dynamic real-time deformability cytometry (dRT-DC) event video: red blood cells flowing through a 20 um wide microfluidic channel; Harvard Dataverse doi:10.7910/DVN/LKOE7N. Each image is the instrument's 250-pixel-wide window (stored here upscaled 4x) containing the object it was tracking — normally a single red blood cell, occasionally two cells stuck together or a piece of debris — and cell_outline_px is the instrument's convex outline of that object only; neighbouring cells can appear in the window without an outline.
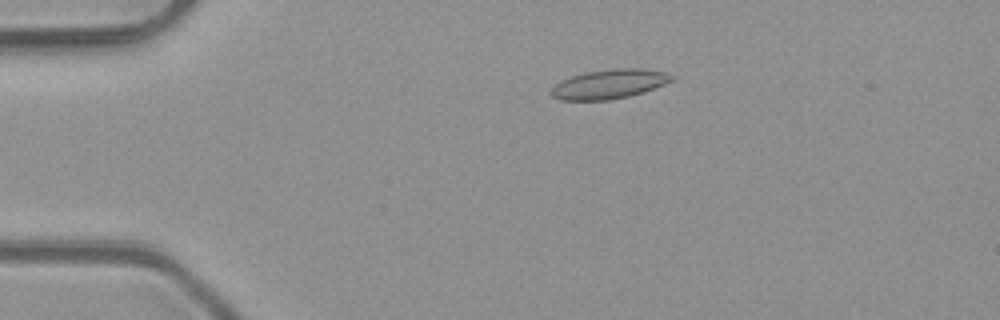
{"species": "common noctule bat (a hibernating species)", "species_latin": "Nyctalus noctula", "temperature_condition": "room temperature", "stored_images_in_passage": 41, "camera_frame_rate_fps": 3000, "um_per_image_px": 0.085, "animal": {"sex": "male", "body_mass_g": 23.1, "forearm_length_mm": 52.7}, "frame": {"image": 1, "passage_image": 1, "time_ms": 0.0, "image_size_px": [1000, 320], "cell_outline_px": [[676, 80], [644, 92], [628, 96], [608, 100], [560, 100], [552, 96], [552, 88], [556, 84], [572, 76], [588, 72], [620, 68], [636, 68], [664, 72], [676, 76]], "centroid_in_image_um": [51.85, 7.15], "position_along_channel_um": 33.1, "area_um2": 20.35}}
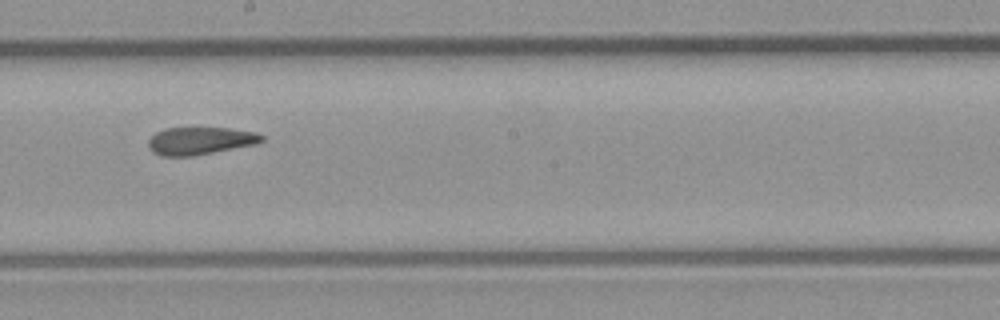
{"frame": {"image": 2, "passage_image": 19, "time_ms": 6.0, "image_size_px": [1000, 320], "cell_outline_px": [[264, 140], [256, 144], [196, 156], [160, 156], [152, 152], [148, 148], [148, 140], [156, 132], [164, 128], [228, 128], [256, 132], [264, 136]], "centroid_in_image_um": [17.0, 11.98], "position_along_channel_um": 231.2, "area_um2": 18.44}}
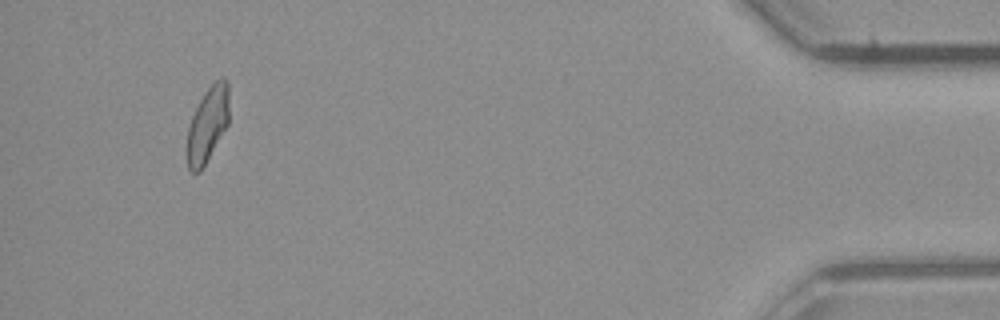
{"frame": {"image": 3, "passage_image": 38, "time_ms": 12.333, "image_size_px": [1000, 320], "cell_outline_px": [[228, 124], [200, 172], [192, 172], [188, 168], [188, 128], [192, 116], [204, 92], [216, 80], [224, 76], [228, 80]], "centroid_in_image_um": [17.66, 10.54], "position_along_channel_um": 417.5, "area_um2": 18.03}, "authors_computed_cell_mechanics": {"area_um2": 18.8428, "velocity_mm_per_s": 4.107, "shape_relaxation_time_tau1_ms": null, "shape_relaxation_time_tau2_ms": 2.4615, "deformation_change_tau1": null, "deformation_change_tau2": 0.0945}}